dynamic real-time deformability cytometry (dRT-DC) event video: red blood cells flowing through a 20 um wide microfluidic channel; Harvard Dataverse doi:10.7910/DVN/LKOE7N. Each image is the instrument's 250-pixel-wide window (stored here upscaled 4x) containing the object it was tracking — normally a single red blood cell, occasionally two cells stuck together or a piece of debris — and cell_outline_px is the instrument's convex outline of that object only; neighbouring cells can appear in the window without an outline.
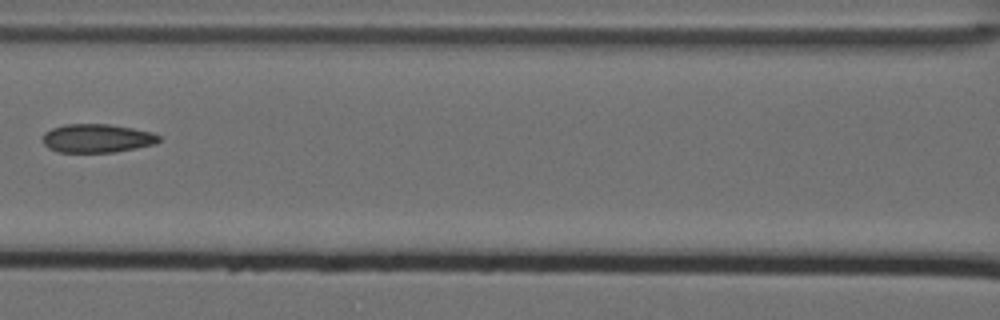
{"species": "Egyptian fruit bat (a non-hibernating species)", "species_latin": "Rousettus aegyptiacus", "temperature_condition": "cold", "stored_images_in_passage": 9, "camera_frame_rate_fps": 3000, "um_per_image_px": 0.085, "animal": {"sex": "female"}, "frame": {"image": 1, "passage_image": 7, "time_ms": 2.0, "image_size_px": [1000, 320], "cell_outline_px": [[160, 140], [156, 144], [112, 152], [56, 152], [48, 148], [44, 144], [44, 132], [52, 128], [64, 124], [108, 124], [132, 128], [152, 132], [160, 136]], "centroid_in_image_um": [8.24, 11.75], "position_along_channel_um": 158.4, "area_um2": 19.31}}
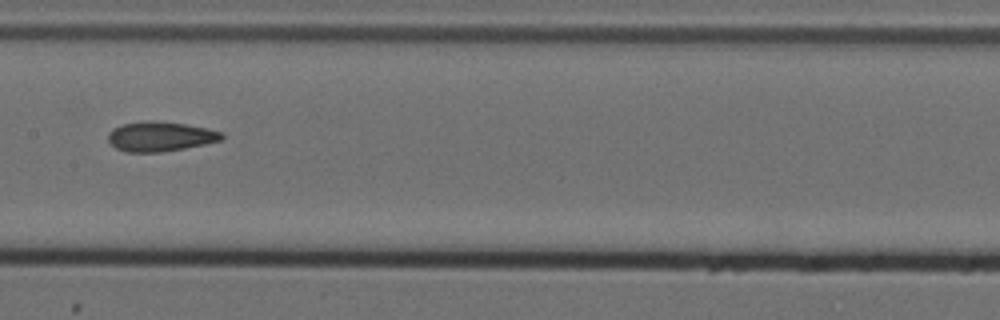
{"frame": {"image": 2, "passage_image": 8, "time_ms": 2.333, "image_size_px": [1000, 320], "cell_outline_px": [[224, 136], [220, 140], [204, 144], [184, 148], [160, 152], [124, 152], [116, 148], [108, 140], [108, 132], [112, 128], [124, 124], [152, 120], [184, 124], [208, 128], [224, 132]], "centroid_in_image_um": [13.62, 11.6], "position_along_channel_um": 193.8, "area_um2": 19.59}}
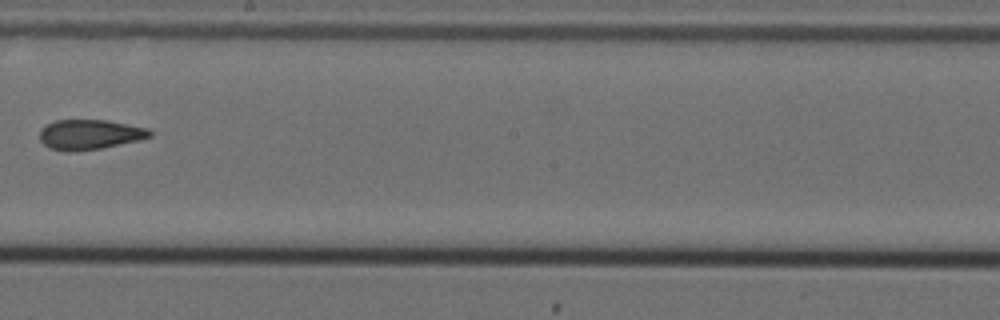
{"frame": {"image": 3, "passage_image": 9, "time_ms": 2.667, "image_size_px": [1000, 320], "cell_outline_px": [[152, 136], [136, 140], [100, 148], [76, 152], [64, 152], [48, 148], [40, 140], [40, 128], [56, 120], [108, 120], [148, 128], [152, 132]], "centroid_in_image_um": [7.58, 11.44], "position_along_channel_um": 240.6, "area_um2": 19.25}}